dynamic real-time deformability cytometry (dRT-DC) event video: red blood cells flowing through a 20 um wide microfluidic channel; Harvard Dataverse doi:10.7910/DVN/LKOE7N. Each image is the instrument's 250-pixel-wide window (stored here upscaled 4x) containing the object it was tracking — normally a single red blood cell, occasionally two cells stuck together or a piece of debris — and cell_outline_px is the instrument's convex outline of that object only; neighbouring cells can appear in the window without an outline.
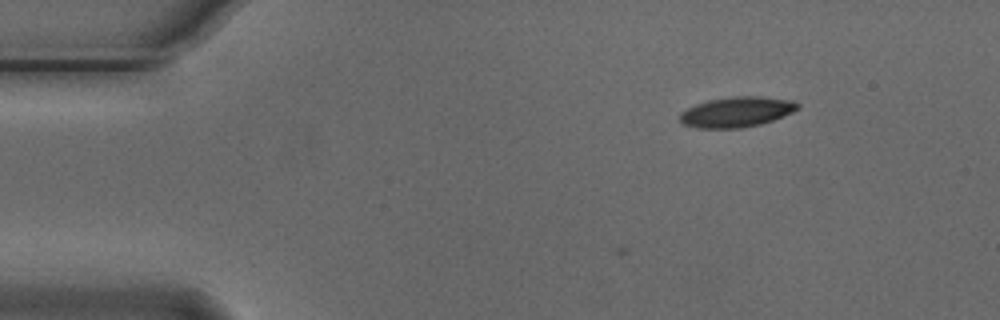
{"species": "Egyptian fruit bat (a non-hibernating species)", "species_latin": "Rousettus aegyptiacus", "temperature_condition": "cold", "stored_images_in_passage": 10, "camera_frame_rate_fps": 3000, "um_per_image_px": 0.085, "animal": {"sex": "male"}, "frame": {"image": 1, "passage_image": 10, "time_ms": 3.0, "image_size_px": [1000, 320], "cell_outline_px": [[800, 108], [784, 116], [760, 124], [740, 128], [696, 128], [680, 124], [680, 112], [696, 104], [708, 100], [736, 96], [760, 96], [792, 100], [800, 104]], "centroid_in_image_um": [62.61, 9.52], "position_along_channel_um": 22.4, "area_um2": 20.87}}